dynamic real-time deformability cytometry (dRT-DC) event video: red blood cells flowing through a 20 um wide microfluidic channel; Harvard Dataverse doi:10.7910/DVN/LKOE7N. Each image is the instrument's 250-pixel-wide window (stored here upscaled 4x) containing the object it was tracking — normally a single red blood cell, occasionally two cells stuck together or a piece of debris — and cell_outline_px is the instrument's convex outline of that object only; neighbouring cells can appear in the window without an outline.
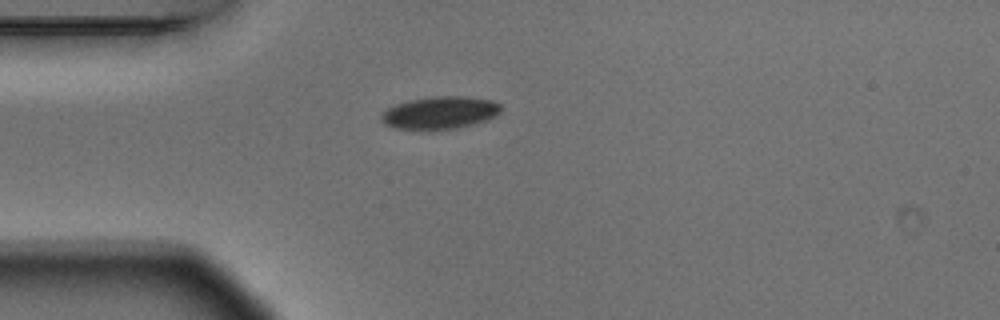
{"species": "Egyptian fruit bat (a non-hibernating species)", "species_latin": "Rousettus aegyptiacus", "temperature_condition": "warm", "stored_images_in_passage": 1, "camera_frame_rate_fps": 3000, "um_per_image_px": 0.085, "animal": {"sex": "male"}, "frame": {"image": 1, "passage_image": 1, "time_ms": 0.0, "image_size_px": [1000, 320], "cell_outline_px": [[500, 112], [496, 116], [488, 120], [456, 128], [396, 128], [380, 120], [380, 116], [388, 108], [396, 104], [408, 100], [436, 96], [464, 96], [492, 100], [500, 104]], "centroid_in_image_um": [37.44, 9.55], "position_along_channel_um": 47.6, "area_um2": 22.2}}